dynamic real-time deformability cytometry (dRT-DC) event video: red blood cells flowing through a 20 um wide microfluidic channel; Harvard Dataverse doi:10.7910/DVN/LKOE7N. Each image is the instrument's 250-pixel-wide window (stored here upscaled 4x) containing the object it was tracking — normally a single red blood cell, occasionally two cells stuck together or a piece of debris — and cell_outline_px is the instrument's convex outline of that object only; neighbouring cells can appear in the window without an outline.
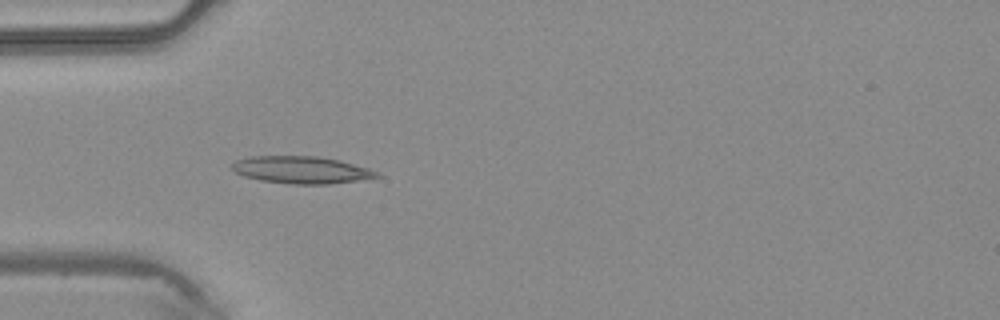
{"species": "common noctule bat (a hibernating species)", "species_latin": "Nyctalus noctula", "temperature_condition": "warm", "stored_images_in_passage": 3, "camera_frame_rate_fps": 3000, "um_per_image_px": 0.085, "animal": {"sex": "male", "body_mass_g": 20.4}, "frame": {"image": 1, "passage_image": 3, "time_ms": 0.667, "image_size_px": [1000, 320], "cell_outline_px": [[384, 176], [328, 184], [292, 184], [260, 180], [244, 176], [228, 168], [236, 160], [248, 156], [316, 156], [340, 160], [368, 168]], "centroid_in_image_um": [25.57, 14.43], "position_along_channel_um": 59.4, "area_um2": 22.95}}